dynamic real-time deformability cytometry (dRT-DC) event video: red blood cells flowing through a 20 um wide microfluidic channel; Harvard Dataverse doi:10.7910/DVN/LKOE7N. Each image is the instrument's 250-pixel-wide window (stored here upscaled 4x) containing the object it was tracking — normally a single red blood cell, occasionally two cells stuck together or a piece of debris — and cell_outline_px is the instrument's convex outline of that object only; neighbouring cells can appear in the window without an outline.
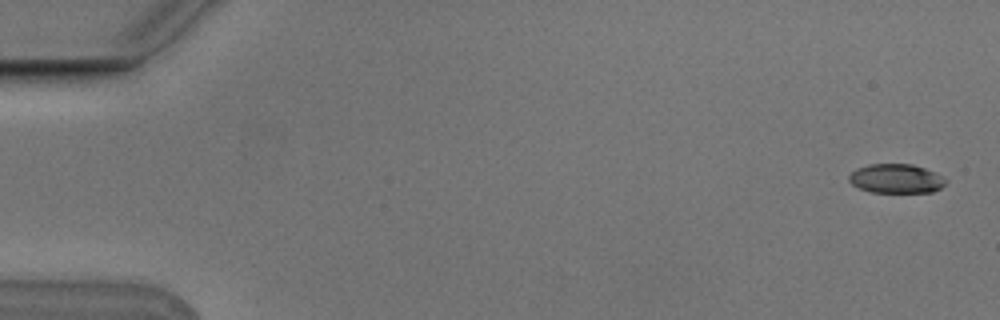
{"species": "Egyptian fruit bat (a non-hibernating species)", "species_latin": "Rousettus aegyptiacus", "temperature_condition": "cold", "stored_images_in_passage": 5, "camera_frame_rate_fps": 3000, "um_per_image_px": 0.085, "animal": {"sex": "male"}, "frame": {"image": 1, "passage_image": 1, "time_ms": 0.0, "image_size_px": [1000, 320], "cell_outline_px": [[948, 180], [940, 188], [932, 192], [872, 192], [860, 188], [852, 184], [848, 180], [848, 176], [856, 168], [868, 164], [912, 164], [936, 172]], "centroid_in_image_um": [76.17, 15.17], "position_along_channel_um": 8.8, "area_um2": 16.47}}